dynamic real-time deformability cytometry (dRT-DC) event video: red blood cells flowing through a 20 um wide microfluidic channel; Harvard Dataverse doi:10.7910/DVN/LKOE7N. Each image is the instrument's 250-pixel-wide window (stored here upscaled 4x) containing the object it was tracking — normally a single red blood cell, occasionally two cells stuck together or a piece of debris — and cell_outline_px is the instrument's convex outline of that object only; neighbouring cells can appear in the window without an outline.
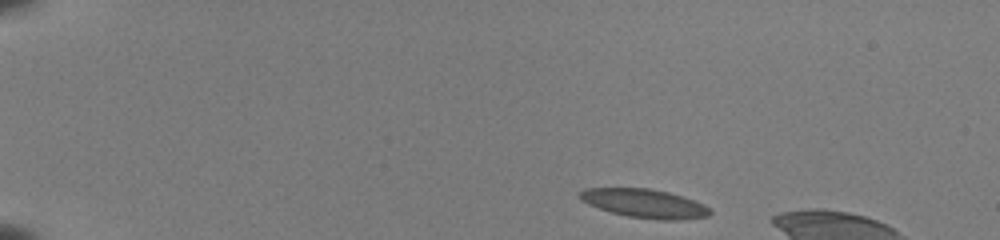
{"species": "common noctule bat (a hibernating species)", "species_latin": "Nyctalus noctula", "temperature_condition": "room temperature", "stored_images_in_passage": 9, "camera_frame_rate_fps": 3000, "um_per_image_px": 0.085, "animal": {"sex": "female", "body_mass_g": 22.0, "forearm_length_mm": 56.7}, "frame": {"image": 1, "passage_image": 1, "time_ms": 0.0, "image_size_px": [1000, 240], "cell_outline_px": [[712, 212], [708, 216], [668, 220], [664, 220], [628, 216], [612, 212], [588, 204], [580, 200], [580, 192], [584, 188], [648, 188], [668, 192], [692, 200], [708, 208]], "centroid_in_image_um": [54.72, 17.28], "position_along_channel_um": 30.3, "area_um2": 21.21}}